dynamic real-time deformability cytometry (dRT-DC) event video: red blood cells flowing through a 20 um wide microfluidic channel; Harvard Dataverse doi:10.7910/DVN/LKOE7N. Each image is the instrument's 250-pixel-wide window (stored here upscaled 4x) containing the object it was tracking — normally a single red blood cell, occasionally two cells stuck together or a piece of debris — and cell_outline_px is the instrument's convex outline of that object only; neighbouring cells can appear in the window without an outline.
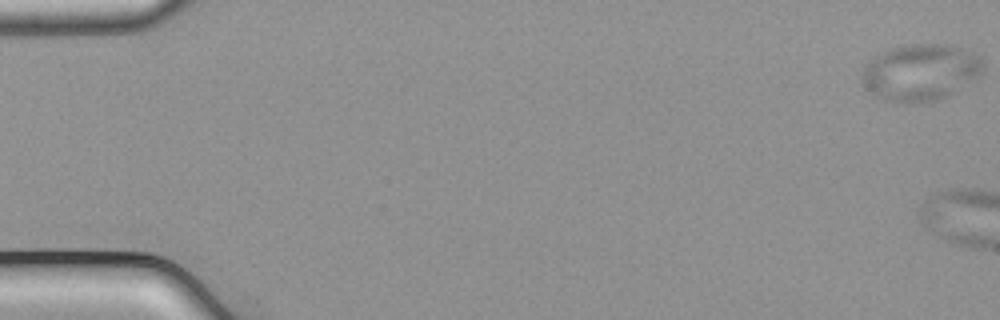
{"species": "common noctule bat (a hibernating species)", "species_latin": "Nyctalus noctula", "temperature_condition": "cold", "stored_images_in_passage": 10, "camera_frame_rate_fps": 3000, "um_per_image_px": 0.085, "animal": {"sex": "male", "body_mass_g": 21.5, "forearm_length_mm": 52.0}, "frame": {"image": 1, "passage_image": 1, "time_ms": 0.0, "image_size_px": [1000, 320], "cell_outline_px": [[984, 68], [980, 76], [944, 96], [936, 100], [904, 104], [884, 100], [876, 96], [860, 80], [864, 68], [880, 52], [888, 48], [904, 44], [948, 44], [960, 48], [980, 56], [984, 60]], "centroid_in_image_um": [78.24, 6.13], "position_along_channel_um": 6.8, "area_um2": 39.82}}